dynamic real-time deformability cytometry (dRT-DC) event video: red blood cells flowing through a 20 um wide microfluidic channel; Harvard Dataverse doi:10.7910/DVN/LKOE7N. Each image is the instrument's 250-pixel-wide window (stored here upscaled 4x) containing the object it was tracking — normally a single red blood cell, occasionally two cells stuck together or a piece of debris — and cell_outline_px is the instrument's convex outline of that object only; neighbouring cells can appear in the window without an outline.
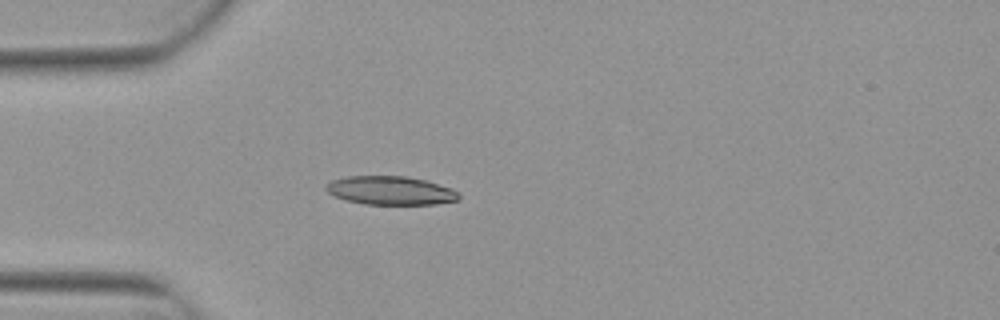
{"species": "Egyptian fruit bat (a non-hibernating species)", "species_latin": "Rousettus aegyptiacus", "temperature_condition": "warm", "stored_images_in_passage": 5, "camera_frame_rate_fps": 3000, "um_per_image_px": 0.085, "animal": {"sex": "female"}, "frame": {"image": 1, "passage_image": 5, "time_ms": 1.333, "image_size_px": [1000, 320], "cell_outline_px": [[460, 200], [436, 204], [364, 204], [348, 200], [336, 196], [328, 192], [324, 188], [332, 180], [348, 176], [404, 176], [428, 180], [452, 188], [460, 192]], "centroid_in_image_um": [33.27, 16.19], "position_along_channel_um": 51.7, "area_um2": 22.2}}